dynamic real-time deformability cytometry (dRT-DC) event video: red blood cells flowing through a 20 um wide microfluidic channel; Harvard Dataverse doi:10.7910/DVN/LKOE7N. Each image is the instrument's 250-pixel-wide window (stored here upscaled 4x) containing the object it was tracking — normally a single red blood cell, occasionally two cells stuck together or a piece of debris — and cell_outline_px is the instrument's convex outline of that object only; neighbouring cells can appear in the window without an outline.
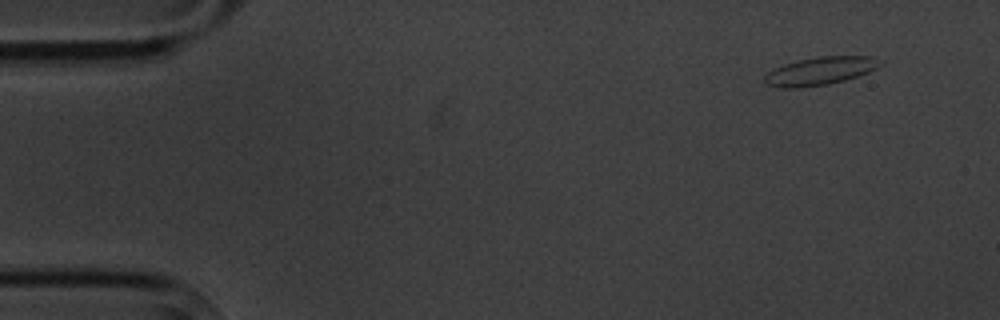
{"species": "common noctule bat (a hibernating species)", "species_latin": "Nyctalus noctula", "temperature_condition": "cold", "stored_images_in_passage": 9, "camera_frame_rate_fps": 3000, "um_per_image_px": 0.085, "animal": {"sex": "male", "body_mass_g": 20.1, "forearm_length_mm": 53.5}, "frame": {"image": 1, "passage_image": 1, "time_ms": 0.0, "image_size_px": [1000, 320], "cell_outline_px": [[884, 64], [868, 72], [844, 80], [828, 84], [796, 88], [784, 88], [764, 84], [764, 76], [768, 72], [784, 64], [800, 60], [820, 56], [872, 56], [880, 60]], "centroid_in_image_um": [69.71, 6.03], "position_along_channel_um": 15.3, "area_um2": 18.73}}
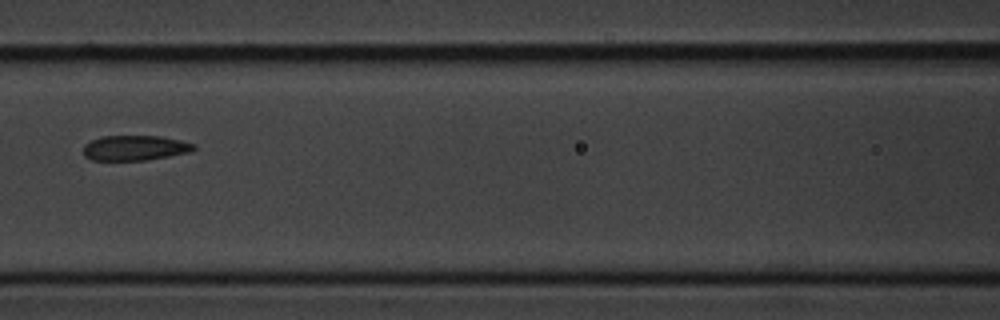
{"frame": {"image": 2, "passage_image": 7, "time_ms": 7.0, "image_size_px": [1000, 320], "cell_outline_px": [[196, 148], [192, 152], [144, 160], [92, 160], [84, 156], [84, 144], [100, 136], [160, 136], [180, 140], [196, 144]], "centroid_in_image_um": [11.48, 12.57], "position_along_channel_um": 155.1, "area_um2": 16.18}}
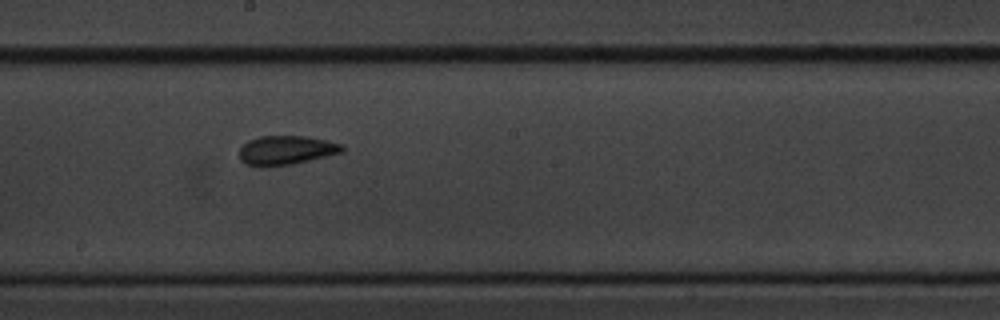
{"frame": {"image": 3, "passage_image": 9, "time_ms": 9.0, "image_size_px": [1000, 320], "cell_outline_px": [[344, 152], [292, 164], [268, 168], [256, 168], [244, 164], [240, 160], [240, 148], [248, 140], [260, 136], [304, 136], [328, 140], [344, 144]], "centroid_in_image_um": [24.3, 12.79], "position_along_channel_um": 223.9, "area_um2": 17.92}}